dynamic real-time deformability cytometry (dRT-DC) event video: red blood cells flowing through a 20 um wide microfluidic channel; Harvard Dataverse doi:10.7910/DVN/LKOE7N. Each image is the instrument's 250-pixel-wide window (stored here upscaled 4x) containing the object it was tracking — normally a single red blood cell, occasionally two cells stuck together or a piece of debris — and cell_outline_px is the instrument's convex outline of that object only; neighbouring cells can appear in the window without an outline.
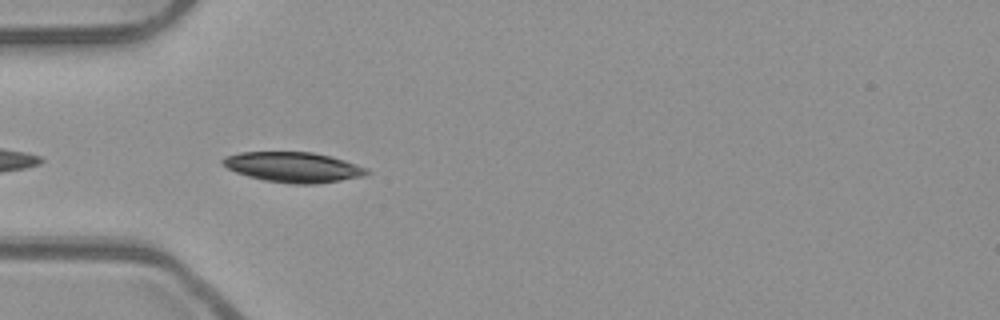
{"species": "common noctule bat (a hibernating species)", "species_latin": "Nyctalus noctula", "temperature_condition": "room temperature", "stored_images_in_passage": 10, "camera_frame_rate_fps": 3000, "um_per_image_px": 0.085, "animal": {"sex": "male", "body_mass_g": 23.1, "forearm_length_mm": 52.7}, "frame": {"image": 1, "passage_image": 2, "time_ms": 0.333, "image_size_px": [1000, 320], "cell_outline_px": [[372, 172], [364, 176], [316, 184], [292, 184], [264, 180], [248, 176], [236, 172], [220, 164], [220, 160], [224, 156], [240, 152], [312, 152], [332, 156], [368, 168]], "centroid_in_image_um": [24.92, 14.2], "position_along_channel_um": 60.1, "area_um2": 25.55}}